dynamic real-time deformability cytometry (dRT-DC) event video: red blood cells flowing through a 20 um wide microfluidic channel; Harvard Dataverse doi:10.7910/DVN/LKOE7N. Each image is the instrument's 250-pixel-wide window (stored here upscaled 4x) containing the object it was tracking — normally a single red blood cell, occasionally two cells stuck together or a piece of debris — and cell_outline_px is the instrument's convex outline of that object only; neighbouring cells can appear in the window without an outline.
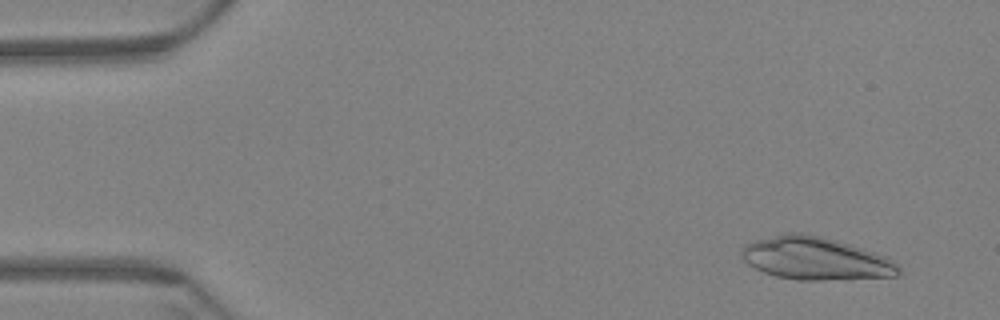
{"species": "Egyptian fruit bat (a non-hibernating species)", "species_latin": "Rousettus aegyptiacus", "temperature_condition": "warm", "stored_images_in_passage": 60, "camera_frame_rate_fps": 3000, "um_per_image_px": 0.085, "animal": {"sex": "female"}, "frame": {"image": 1, "passage_image": 5, "time_ms": 1.333, "image_size_px": [1000, 320], "cell_outline_px": [[900, 272], [896, 276], [844, 280], [796, 280], [776, 276], [764, 272], [748, 264], [740, 256], [740, 248], [744, 244], [756, 240], [788, 232], [800, 232], [820, 236], [836, 240], [864, 248], [888, 256], [900, 268]], "centroid_in_image_um": [69.33, 21.97], "position_along_channel_um": 15.7, "area_um2": 39.54}}